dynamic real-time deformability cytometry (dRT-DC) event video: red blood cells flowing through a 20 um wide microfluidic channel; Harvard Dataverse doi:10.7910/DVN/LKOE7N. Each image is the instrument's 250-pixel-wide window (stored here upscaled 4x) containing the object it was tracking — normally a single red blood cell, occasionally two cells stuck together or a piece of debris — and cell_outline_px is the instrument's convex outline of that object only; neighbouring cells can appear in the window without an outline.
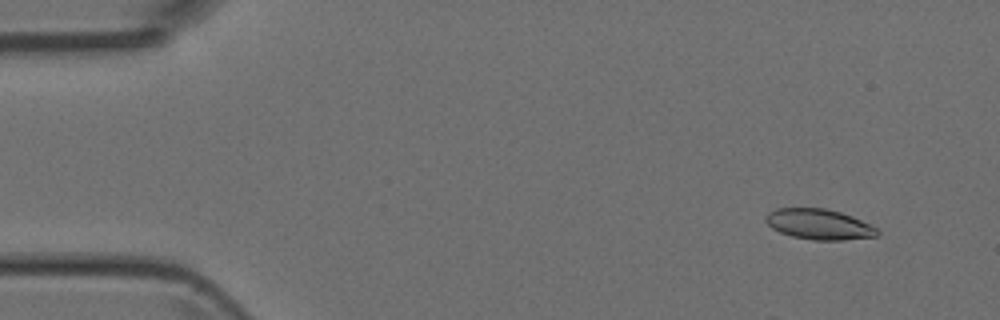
{"species": "Egyptian fruit bat (a non-hibernating species)", "species_latin": "Rousettus aegyptiacus", "temperature_condition": "room temperature", "stored_images_in_passage": 19, "camera_frame_rate_fps": 3000, "um_per_image_px": 0.085, "animal": {"sex": "female"}, "frame": {"image": 1, "passage_image": 3, "time_ms": 0.667, "image_size_px": [1000, 320], "cell_outline_px": [[880, 236], [844, 240], [812, 240], [792, 236], [780, 232], [772, 228], [764, 220], [764, 216], [768, 212], [776, 208], [824, 208], [840, 212], [852, 216], [876, 228], [880, 232]], "centroid_in_image_um": [69.6, 19.07], "position_along_channel_um": 15.4, "area_um2": 19.88}}
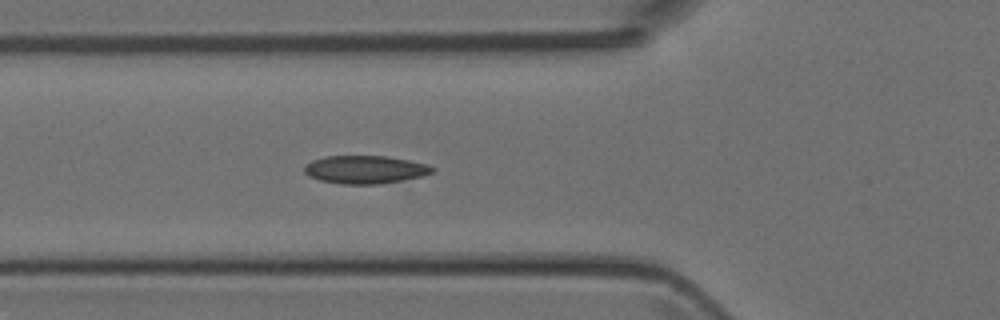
{"frame": {"image": 2, "passage_image": 16, "time_ms": 5.0, "image_size_px": [1000, 320], "cell_outline_px": [[436, 168], [432, 172], [424, 176], [404, 180], [380, 184], [340, 184], [320, 180], [308, 176], [304, 172], [304, 164], [312, 160], [324, 156], [388, 156], [428, 164]], "centroid_in_image_um": [31.03, 14.41], "position_along_channel_um": 94.8, "area_um2": 21.15}}
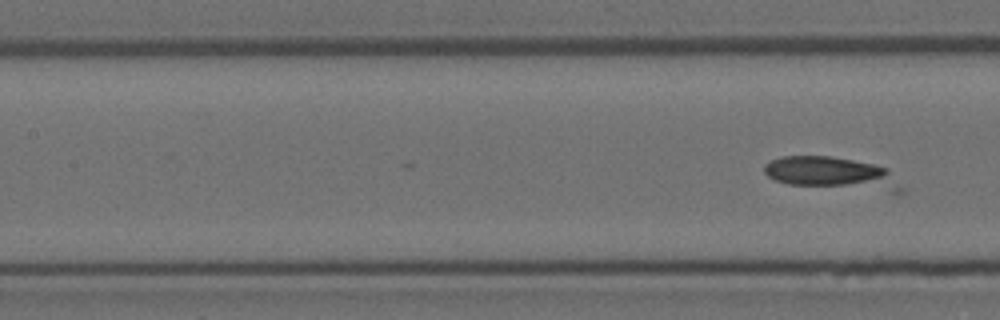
{"frame": {"image": 3, "passage_image": 19, "time_ms": 6.0, "image_size_px": [1000, 320], "cell_outline_px": [[904, 192], [892, 192], [788, 184], [776, 180], [768, 176], [764, 172], [764, 164], [772, 160], [784, 156], [832, 156], [872, 164], [888, 168], [904, 188]], "centroid_in_image_um": [70.74, 14.74], "position_along_channel_um": 136.7, "area_um2": 25.84}}